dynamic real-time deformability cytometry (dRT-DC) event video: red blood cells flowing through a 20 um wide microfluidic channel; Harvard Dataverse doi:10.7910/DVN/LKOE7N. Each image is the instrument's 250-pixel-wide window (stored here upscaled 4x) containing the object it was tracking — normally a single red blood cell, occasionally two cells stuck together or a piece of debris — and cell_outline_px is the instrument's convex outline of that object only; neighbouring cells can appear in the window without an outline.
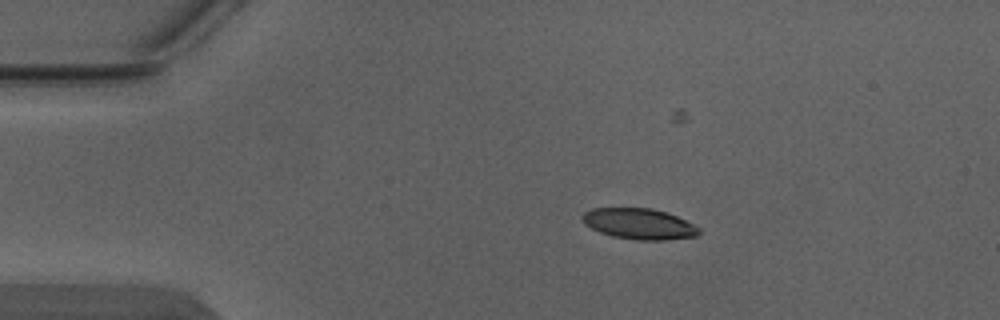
{"species": "Egyptian fruit bat (a non-hibernating species)", "species_latin": "Rousettus aegyptiacus", "temperature_condition": "warm", "stored_images_in_passage": 5, "camera_frame_rate_fps": 3000, "um_per_image_px": 0.085, "animal": {"sex": "male"}, "frame": {"image": 1, "passage_image": 1, "time_ms": 0.0, "image_size_px": [1000, 320], "cell_outline_px": [[700, 232], [696, 236], [664, 240], [636, 240], [612, 236], [600, 232], [584, 224], [580, 216], [584, 212], [592, 208], [652, 208], [676, 216], [700, 228]], "centroid_in_image_um": [54.28, 19.02], "position_along_channel_um": 30.7, "area_um2": 20.87}}
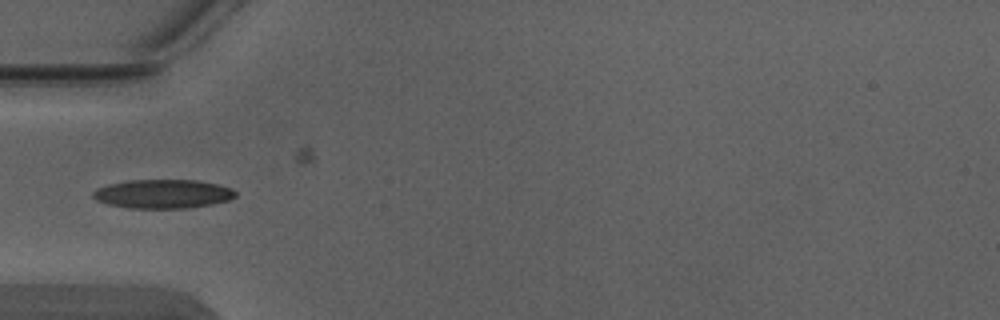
{"frame": {"image": 2, "passage_image": 3, "time_ms": 0.667, "image_size_px": [1000, 320], "cell_outline_px": [[236, 196], [228, 200], [212, 204], [188, 208], [128, 208], [108, 204], [96, 200], [92, 196], [92, 192], [96, 188], [108, 184], [128, 180], [196, 180], [220, 184], [232, 188], [236, 192]], "centroid_in_image_um": [13.84, 16.47], "position_along_channel_um": 71.2, "area_um2": 24.16}}
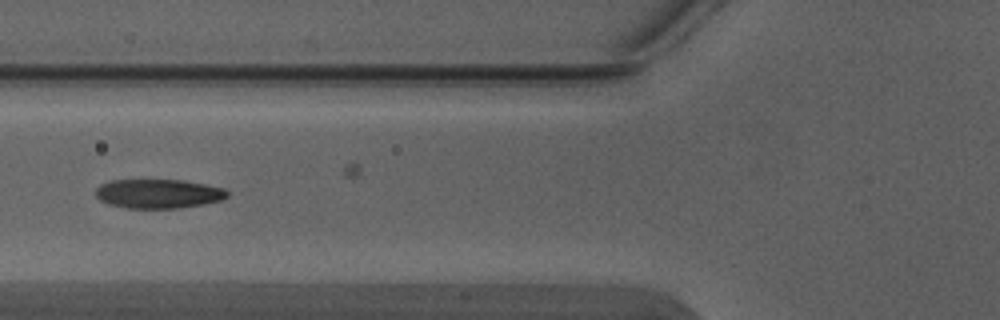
{"frame": {"image": 3, "passage_image": 4, "time_ms": 1.0, "image_size_px": [1000, 320], "cell_outline_px": [[228, 196], [220, 200], [204, 204], [180, 208], [124, 208], [108, 204], [100, 200], [96, 196], [96, 188], [100, 184], [112, 180], [184, 180], [224, 188], [228, 192]], "centroid_in_image_um": [13.44, 16.46], "position_along_channel_um": 112.4, "area_um2": 22.43}}